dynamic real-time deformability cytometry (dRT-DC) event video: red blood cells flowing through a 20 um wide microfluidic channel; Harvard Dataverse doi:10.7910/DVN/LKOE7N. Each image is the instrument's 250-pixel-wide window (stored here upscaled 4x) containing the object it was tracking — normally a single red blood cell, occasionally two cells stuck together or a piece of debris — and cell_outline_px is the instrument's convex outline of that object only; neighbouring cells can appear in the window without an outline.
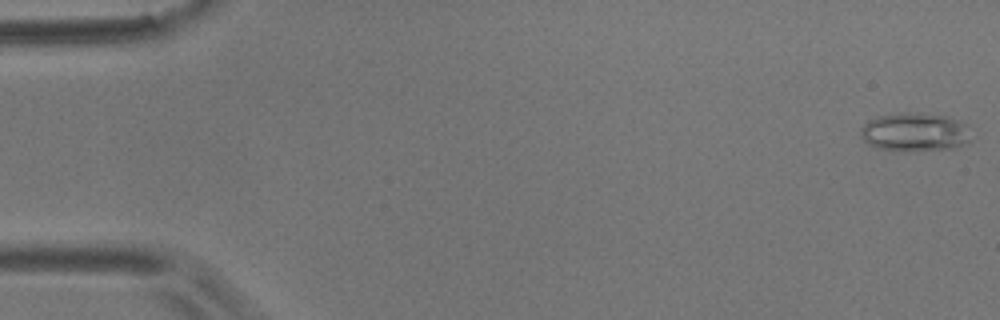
{"species": "common noctule bat (a hibernating species)", "species_latin": "Nyctalus noctula", "temperature_condition": "room temperature", "stored_images_in_passage": 57, "camera_frame_rate_fps": 3000, "um_per_image_px": 0.085, "animal": {"sex": "male", "body_mass_g": 17.9}, "frame": {"image": 1, "passage_image": 1, "time_ms": 0.0, "image_size_px": [1000, 320], "cell_outline_px": [[968, 140], [952, 148], [904, 152], [880, 148], [868, 144], [860, 136], [860, 128], [868, 120], [880, 116], [900, 112], [916, 112], [948, 116], [968, 124]], "centroid_in_image_um": [77.71, 11.21], "position_along_channel_um": 7.3, "area_um2": 24.91}}
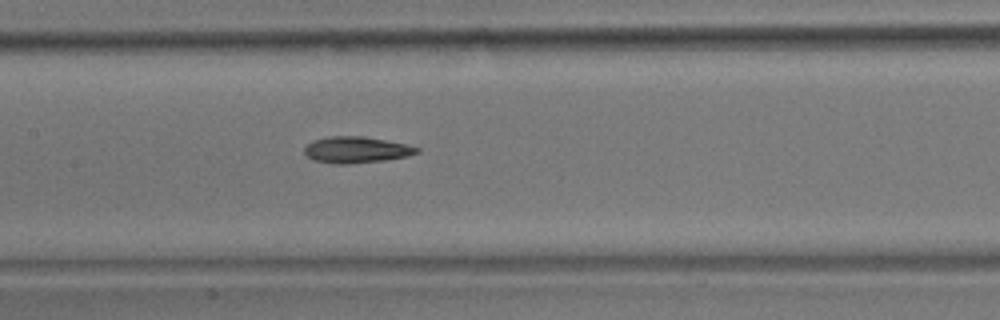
{"frame": {"image": 2, "passage_image": 27, "time_ms": 8.667, "image_size_px": [1000, 320], "cell_outline_px": [[420, 152], [408, 156], [384, 160], [344, 164], [336, 164], [312, 160], [304, 152], [304, 148], [312, 140], [328, 136], [364, 136], [404, 144], [420, 148]], "centroid_in_image_um": [30.26, 12.73], "position_along_channel_um": 177.1, "area_um2": 17.17}}
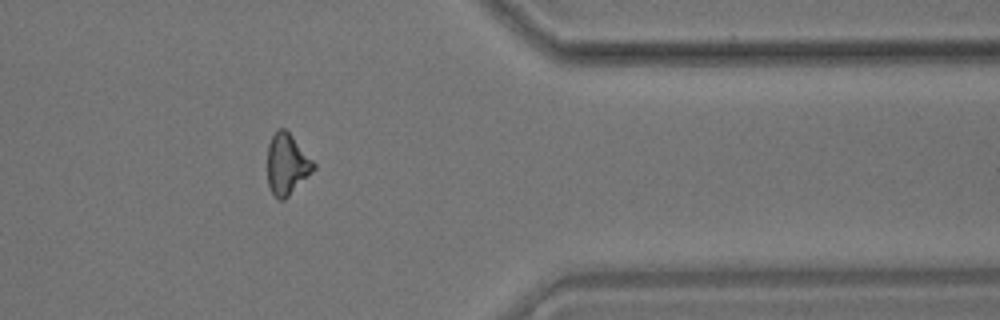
{"frame": {"image": 3, "passage_image": 46, "time_ms": 15.0, "image_size_px": [1000, 320], "cell_outline_px": [[316, 168], [284, 200], [280, 200], [272, 192], [268, 184], [268, 144], [276, 128], [284, 128], [292, 136], [316, 164]], "centroid_in_image_um": [24.39, 13.94], "position_along_channel_um": 387.0, "area_um2": 16.18}, "authors_computed_cell_mechanics": {"area_um2": 16.9354, "velocity_mm_per_s": 3.5768, "shape_relaxation_time_tau1_ms": null, "shape_relaxation_time_tau2_ms": 6.6522, "deformation_change_tau1": null, "deformation_change_tau2": 0.1671}}